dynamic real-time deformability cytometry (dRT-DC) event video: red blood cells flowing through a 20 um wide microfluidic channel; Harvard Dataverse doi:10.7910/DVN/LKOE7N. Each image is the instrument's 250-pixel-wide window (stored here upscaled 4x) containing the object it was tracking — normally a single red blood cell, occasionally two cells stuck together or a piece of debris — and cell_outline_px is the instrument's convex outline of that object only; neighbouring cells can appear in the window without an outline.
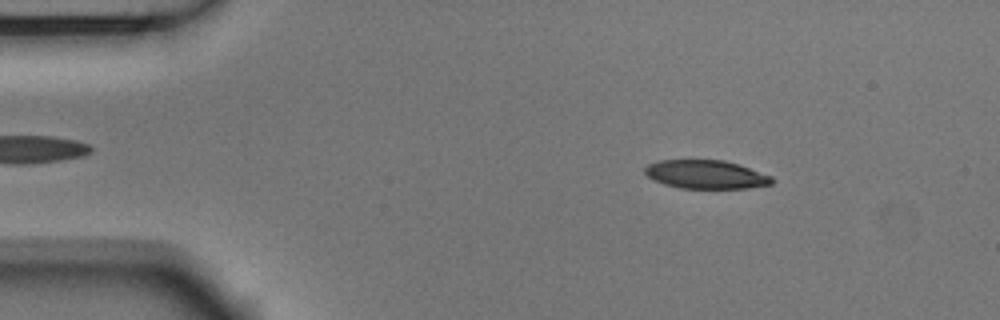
{"species": "Egyptian fruit bat (a non-hibernating species)", "species_latin": "Rousettus aegyptiacus", "temperature_condition": "room temperature", "stored_images_in_passage": 53, "camera_frame_rate_fps": 3000, "um_per_image_px": 0.085, "animal": {"sex": "male"}, "frame": {"image": 1, "passage_image": 7, "time_ms": 2.0, "image_size_px": [1000, 320], "cell_outline_px": [[772, 180], [768, 184], [740, 188], [688, 188], [668, 184], [652, 176], [648, 172], [648, 168], [652, 164], [668, 160], [716, 160], [736, 164], [748, 168], [768, 176]], "centroid_in_image_um": [60.07, 14.82], "position_along_channel_um": 24.9, "area_um2": 19.42}}
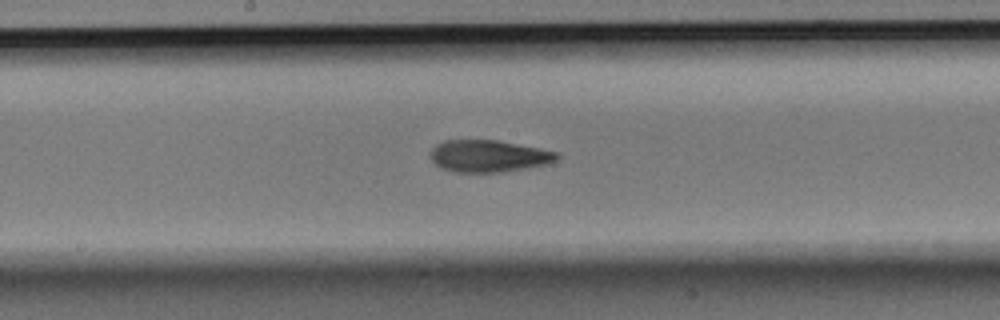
{"frame": {"image": 2, "passage_image": 27, "time_ms": 8.667, "image_size_px": [1000, 320], "cell_outline_px": [[556, 156], [552, 160], [532, 164], [508, 168], [452, 168], [440, 164], [432, 156], [436, 148], [444, 144], [460, 140], [488, 140], [532, 148], [552, 152]], "centroid_in_image_um": [41.5, 13.16], "position_along_channel_um": 206.7, "area_um2": 18.9}}
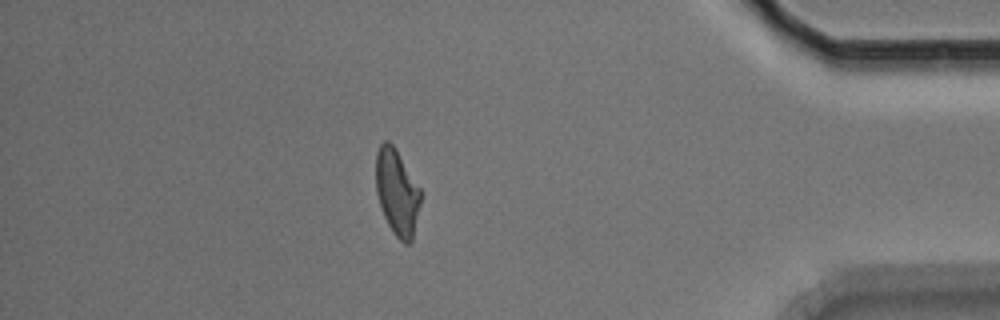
{"frame": {"image": 3, "passage_image": 46, "time_ms": 15.0, "image_size_px": [1000, 320], "cell_outline_px": [[420, 200], [412, 236], [408, 240], [404, 240], [392, 228], [380, 204], [376, 188], [376, 156], [380, 144], [392, 144], [420, 188]], "centroid_in_image_um": [33.73, 16.24], "position_along_channel_um": 401.5, "area_um2": 20.69}, "authors_computed_cell_mechanics": {"area_um2": 19.8254, "velocity_mm_per_s": 3.7157, "shape_relaxation_time_tau1_ms": 7.4143, "shape_relaxation_time_tau2_ms": 2.7516, "deformation_change_tau1": 0.2211, "deformation_change_tau2": 0.1095}}